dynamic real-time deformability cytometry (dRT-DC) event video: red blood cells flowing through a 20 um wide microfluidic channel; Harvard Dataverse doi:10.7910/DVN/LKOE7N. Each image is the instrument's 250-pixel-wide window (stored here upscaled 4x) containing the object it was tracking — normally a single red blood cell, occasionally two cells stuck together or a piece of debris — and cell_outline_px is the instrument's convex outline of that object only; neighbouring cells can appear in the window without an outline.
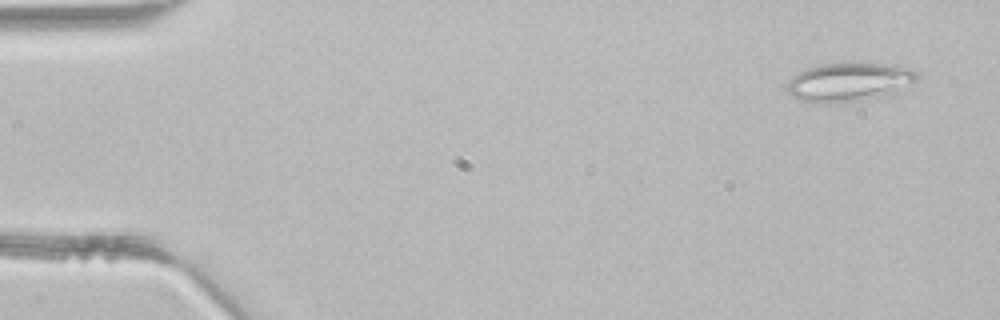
{"species": "common noctule bat (a hibernating species)", "species_latin": "Nyctalus noctula", "temperature_condition": "room temperature", "stored_images_in_passage": 3, "camera_frame_rate_fps": 3000, "um_per_image_px": 0.085, "animal": {"sex": "male", "body_mass_g": 21.5, "forearm_length_mm": 52.0}, "frame": {"image": 1, "passage_image": 1, "time_ms": 0.0, "image_size_px": [1000, 320], "cell_outline_px": [[916, 80], [896, 92], [884, 96], [860, 100], [828, 104], [800, 100], [792, 96], [784, 88], [788, 80], [792, 76], [808, 68], [820, 64], [888, 64], [904, 68], [916, 72]], "centroid_in_image_um": [72.08, 7.0], "position_along_channel_um": 12.9, "area_um2": 28.9}}